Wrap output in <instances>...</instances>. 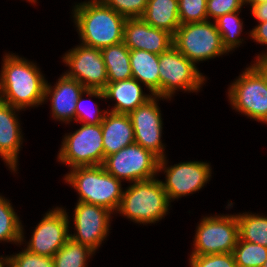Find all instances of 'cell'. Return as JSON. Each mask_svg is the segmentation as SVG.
Returning <instances> with one entry per match:
<instances>
[{
  "mask_svg": "<svg viewBox=\"0 0 267 267\" xmlns=\"http://www.w3.org/2000/svg\"><path fill=\"white\" fill-rule=\"evenodd\" d=\"M3 58L0 100L20 110L43 103L46 81L39 68L18 55Z\"/></svg>",
  "mask_w": 267,
  "mask_h": 267,
  "instance_id": "cell-1",
  "label": "cell"
},
{
  "mask_svg": "<svg viewBox=\"0 0 267 267\" xmlns=\"http://www.w3.org/2000/svg\"><path fill=\"white\" fill-rule=\"evenodd\" d=\"M73 14L82 45L102 49L123 42L127 18L107 6L102 0L77 4Z\"/></svg>",
  "mask_w": 267,
  "mask_h": 267,
  "instance_id": "cell-2",
  "label": "cell"
},
{
  "mask_svg": "<svg viewBox=\"0 0 267 267\" xmlns=\"http://www.w3.org/2000/svg\"><path fill=\"white\" fill-rule=\"evenodd\" d=\"M70 169L65 181L78 191V202L99 205L111 212L118 210L123 196L121 180L109 174L103 165Z\"/></svg>",
  "mask_w": 267,
  "mask_h": 267,
  "instance_id": "cell-3",
  "label": "cell"
},
{
  "mask_svg": "<svg viewBox=\"0 0 267 267\" xmlns=\"http://www.w3.org/2000/svg\"><path fill=\"white\" fill-rule=\"evenodd\" d=\"M170 202L161 181L152 178L133 182L123 191L117 211L133 222L154 223L166 215Z\"/></svg>",
  "mask_w": 267,
  "mask_h": 267,
  "instance_id": "cell-4",
  "label": "cell"
},
{
  "mask_svg": "<svg viewBox=\"0 0 267 267\" xmlns=\"http://www.w3.org/2000/svg\"><path fill=\"white\" fill-rule=\"evenodd\" d=\"M231 105L251 119L267 124V63L256 62L228 89Z\"/></svg>",
  "mask_w": 267,
  "mask_h": 267,
  "instance_id": "cell-5",
  "label": "cell"
},
{
  "mask_svg": "<svg viewBox=\"0 0 267 267\" xmlns=\"http://www.w3.org/2000/svg\"><path fill=\"white\" fill-rule=\"evenodd\" d=\"M173 46L194 64L227 52L216 24L210 20L180 25L173 36Z\"/></svg>",
  "mask_w": 267,
  "mask_h": 267,
  "instance_id": "cell-6",
  "label": "cell"
},
{
  "mask_svg": "<svg viewBox=\"0 0 267 267\" xmlns=\"http://www.w3.org/2000/svg\"><path fill=\"white\" fill-rule=\"evenodd\" d=\"M58 159L71 168L103 165L104 146L101 124H82L74 133L65 135Z\"/></svg>",
  "mask_w": 267,
  "mask_h": 267,
  "instance_id": "cell-7",
  "label": "cell"
},
{
  "mask_svg": "<svg viewBox=\"0 0 267 267\" xmlns=\"http://www.w3.org/2000/svg\"><path fill=\"white\" fill-rule=\"evenodd\" d=\"M160 97L169 99L177 89L196 92L205 78L196 64L187 59L174 46L159 54Z\"/></svg>",
  "mask_w": 267,
  "mask_h": 267,
  "instance_id": "cell-8",
  "label": "cell"
},
{
  "mask_svg": "<svg viewBox=\"0 0 267 267\" xmlns=\"http://www.w3.org/2000/svg\"><path fill=\"white\" fill-rule=\"evenodd\" d=\"M201 220L191 255L233 253L239 238L236 215H216Z\"/></svg>",
  "mask_w": 267,
  "mask_h": 267,
  "instance_id": "cell-9",
  "label": "cell"
},
{
  "mask_svg": "<svg viewBox=\"0 0 267 267\" xmlns=\"http://www.w3.org/2000/svg\"><path fill=\"white\" fill-rule=\"evenodd\" d=\"M158 163L159 158L150 150L133 143L107 156L103 167L118 180L125 179L133 183L155 178Z\"/></svg>",
  "mask_w": 267,
  "mask_h": 267,
  "instance_id": "cell-10",
  "label": "cell"
},
{
  "mask_svg": "<svg viewBox=\"0 0 267 267\" xmlns=\"http://www.w3.org/2000/svg\"><path fill=\"white\" fill-rule=\"evenodd\" d=\"M63 61L70 67L65 75L77 80L86 89L104 90L106 87L108 76L101 49L80 44L69 50Z\"/></svg>",
  "mask_w": 267,
  "mask_h": 267,
  "instance_id": "cell-11",
  "label": "cell"
},
{
  "mask_svg": "<svg viewBox=\"0 0 267 267\" xmlns=\"http://www.w3.org/2000/svg\"><path fill=\"white\" fill-rule=\"evenodd\" d=\"M165 158L159 159L158 172H166V182L161 183L169 201L200 190L211 177V167L208 163L190 161L166 167Z\"/></svg>",
  "mask_w": 267,
  "mask_h": 267,
  "instance_id": "cell-12",
  "label": "cell"
},
{
  "mask_svg": "<svg viewBox=\"0 0 267 267\" xmlns=\"http://www.w3.org/2000/svg\"><path fill=\"white\" fill-rule=\"evenodd\" d=\"M112 212L105 207L78 202L74 210L76 234L70 239L96 251L109 232Z\"/></svg>",
  "mask_w": 267,
  "mask_h": 267,
  "instance_id": "cell-13",
  "label": "cell"
},
{
  "mask_svg": "<svg viewBox=\"0 0 267 267\" xmlns=\"http://www.w3.org/2000/svg\"><path fill=\"white\" fill-rule=\"evenodd\" d=\"M45 214L35 227L26 249L32 253L53 258L55 253L70 239L69 216L62 208H55Z\"/></svg>",
  "mask_w": 267,
  "mask_h": 267,
  "instance_id": "cell-14",
  "label": "cell"
},
{
  "mask_svg": "<svg viewBox=\"0 0 267 267\" xmlns=\"http://www.w3.org/2000/svg\"><path fill=\"white\" fill-rule=\"evenodd\" d=\"M155 97V98H154ZM157 98L154 96L145 104L137 107L128 115L134 129L135 143L144 149L150 150L159 159L164 158V147L161 141L162 119Z\"/></svg>",
  "mask_w": 267,
  "mask_h": 267,
  "instance_id": "cell-15",
  "label": "cell"
},
{
  "mask_svg": "<svg viewBox=\"0 0 267 267\" xmlns=\"http://www.w3.org/2000/svg\"><path fill=\"white\" fill-rule=\"evenodd\" d=\"M123 43L130 50L161 54L173 46V36L167 31L150 26L142 18H127Z\"/></svg>",
  "mask_w": 267,
  "mask_h": 267,
  "instance_id": "cell-16",
  "label": "cell"
},
{
  "mask_svg": "<svg viewBox=\"0 0 267 267\" xmlns=\"http://www.w3.org/2000/svg\"><path fill=\"white\" fill-rule=\"evenodd\" d=\"M85 90L86 88L77 80L63 74L54 88L46 82L44 101L52 96L50 99L54 119L68 123L75 120L77 100Z\"/></svg>",
  "mask_w": 267,
  "mask_h": 267,
  "instance_id": "cell-17",
  "label": "cell"
},
{
  "mask_svg": "<svg viewBox=\"0 0 267 267\" xmlns=\"http://www.w3.org/2000/svg\"><path fill=\"white\" fill-rule=\"evenodd\" d=\"M20 109L0 100V156L14 172L22 142L20 123L15 112Z\"/></svg>",
  "mask_w": 267,
  "mask_h": 267,
  "instance_id": "cell-18",
  "label": "cell"
},
{
  "mask_svg": "<svg viewBox=\"0 0 267 267\" xmlns=\"http://www.w3.org/2000/svg\"><path fill=\"white\" fill-rule=\"evenodd\" d=\"M104 160L122 148L135 143L134 129L128 114L107 111L102 123Z\"/></svg>",
  "mask_w": 267,
  "mask_h": 267,
  "instance_id": "cell-19",
  "label": "cell"
},
{
  "mask_svg": "<svg viewBox=\"0 0 267 267\" xmlns=\"http://www.w3.org/2000/svg\"><path fill=\"white\" fill-rule=\"evenodd\" d=\"M105 99H114L116 104L113 107V113L129 114L137 107L145 104L153 95L143 94L140 83L132 78L108 82L104 88Z\"/></svg>",
  "mask_w": 267,
  "mask_h": 267,
  "instance_id": "cell-20",
  "label": "cell"
},
{
  "mask_svg": "<svg viewBox=\"0 0 267 267\" xmlns=\"http://www.w3.org/2000/svg\"><path fill=\"white\" fill-rule=\"evenodd\" d=\"M132 77L143 83L151 95L160 97L159 54L130 50Z\"/></svg>",
  "mask_w": 267,
  "mask_h": 267,
  "instance_id": "cell-21",
  "label": "cell"
},
{
  "mask_svg": "<svg viewBox=\"0 0 267 267\" xmlns=\"http://www.w3.org/2000/svg\"><path fill=\"white\" fill-rule=\"evenodd\" d=\"M141 18L150 26L167 31L174 36L181 25L178 0H148Z\"/></svg>",
  "mask_w": 267,
  "mask_h": 267,
  "instance_id": "cell-22",
  "label": "cell"
},
{
  "mask_svg": "<svg viewBox=\"0 0 267 267\" xmlns=\"http://www.w3.org/2000/svg\"><path fill=\"white\" fill-rule=\"evenodd\" d=\"M107 69L108 82L132 78L130 49L122 42L101 49Z\"/></svg>",
  "mask_w": 267,
  "mask_h": 267,
  "instance_id": "cell-23",
  "label": "cell"
},
{
  "mask_svg": "<svg viewBox=\"0 0 267 267\" xmlns=\"http://www.w3.org/2000/svg\"><path fill=\"white\" fill-rule=\"evenodd\" d=\"M241 240L267 247V217L243 213L236 215Z\"/></svg>",
  "mask_w": 267,
  "mask_h": 267,
  "instance_id": "cell-24",
  "label": "cell"
},
{
  "mask_svg": "<svg viewBox=\"0 0 267 267\" xmlns=\"http://www.w3.org/2000/svg\"><path fill=\"white\" fill-rule=\"evenodd\" d=\"M95 251L69 239L53 256L55 267H86V261Z\"/></svg>",
  "mask_w": 267,
  "mask_h": 267,
  "instance_id": "cell-25",
  "label": "cell"
},
{
  "mask_svg": "<svg viewBox=\"0 0 267 267\" xmlns=\"http://www.w3.org/2000/svg\"><path fill=\"white\" fill-rule=\"evenodd\" d=\"M9 200L0 196V241L21 243L23 228Z\"/></svg>",
  "mask_w": 267,
  "mask_h": 267,
  "instance_id": "cell-26",
  "label": "cell"
},
{
  "mask_svg": "<svg viewBox=\"0 0 267 267\" xmlns=\"http://www.w3.org/2000/svg\"><path fill=\"white\" fill-rule=\"evenodd\" d=\"M239 11H234L220 16L215 20L218 32L222 38V44L225 50L232 51L233 48L240 46L242 43L239 35L242 32L243 22L238 17ZM239 38V39H238Z\"/></svg>",
  "mask_w": 267,
  "mask_h": 267,
  "instance_id": "cell-27",
  "label": "cell"
},
{
  "mask_svg": "<svg viewBox=\"0 0 267 267\" xmlns=\"http://www.w3.org/2000/svg\"><path fill=\"white\" fill-rule=\"evenodd\" d=\"M233 255L238 267H262L267 260V247L238 238Z\"/></svg>",
  "mask_w": 267,
  "mask_h": 267,
  "instance_id": "cell-28",
  "label": "cell"
},
{
  "mask_svg": "<svg viewBox=\"0 0 267 267\" xmlns=\"http://www.w3.org/2000/svg\"><path fill=\"white\" fill-rule=\"evenodd\" d=\"M206 3L207 0H178L181 25L208 21Z\"/></svg>",
  "mask_w": 267,
  "mask_h": 267,
  "instance_id": "cell-29",
  "label": "cell"
},
{
  "mask_svg": "<svg viewBox=\"0 0 267 267\" xmlns=\"http://www.w3.org/2000/svg\"><path fill=\"white\" fill-rule=\"evenodd\" d=\"M88 95V96H92V97H98V98H102L105 99V94L103 90H99V89H86L81 96L79 97V99L77 100V104H76V110H75V121L76 122H82L83 124H101L106 113L107 110H105L104 112H102V110H99L98 107L95 108V110L92 112L90 109V111H88V109L86 110V108H84L83 106V101L84 99H82L83 94ZM84 108V109H83ZM96 111V112H95ZM102 112V114H101Z\"/></svg>",
  "mask_w": 267,
  "mask_h": 267,
  "instance_id": "cell-30",
  "label": "cell"
},
{
  "mask_svg": "<svg viewBox=\"0 0 267 267\" xmlns=\"http://www.w3.org/2000/svg\"><path fill=\"white\" fill-rule=\"evenodd\" d=\"M107 6L126 18H141L148 0H102Z\"/></svg>",
  "mask_w": 267,
  "mask_h": 267,
  "instance_id": "cell-31",
  "label": "cell"
},
{
  "mask_svg": "<svg viewBox=\"0 0 267 267\" xmlns=\"http://www.w3.org/2000/svg\"><path fill=\"white\" fill-rule=\"evenodd\" d=\"M191 267H238L233 253L191 255Z\"/></svg>",
  "mask_w": 267,
  "mask_h": 267,
  "instance_id": "cell-32",
  "label": "cell"
},
{
  "mask_svg": "<svg viewBox=\"0 0 267 267\" xmlns=\"http://www.w3.org/2000/svg\"><path fill=\"white\" fill-rule=\"evenodd\" d=\"M10 260L17 267H55L52 257L35 254L27 249L10 256Z\"/></svg>",
  "mask_w": 267,
  "mask_h": 267,
  "instance_id": "cell-33",
  "label": "cell"
},
{
  "mask_svg": "<svg viewBox=\"0 0 267 267\" xmlns=\"http://www.w3.org/2000/svg\"><path fill=\"white\" fill-rule=\"evenodd\" d=\"M243 5H245L244 0H207L208 19L213 17L216 20L227 13L240 11Z\"/></svg>",
  "mask_w": 267,
  "mask_h": 267,
  "instance_id": "cell-34",
  "label": "cell"
},
{
  "mask_svg": "<svg viewBox=\"0 0 267 267\" xmlns=\"http://www.w3.org/2000/svg\"><path fill=\"white\" fill-rule=\"evenodd\" d=\"M258 26H255L252 31H250V36L257 43L267 45V21L259 22ZM267 59V53L263 55H258L256 62H264Z\"/></svg>",
  "mask_w": 267,
  "mask_h": 267,
  "instance_id": "cell-35",
  "label": "cell"
},
{
  "mask_svg": "<svg viewBox=\"0 0 267 267\" xmlns=\"http://www.w3.org/2000/svg\"><path fill=\"white\" fill-rule=\"evenodd\" d=\"M251 12H252V15L259 22L267 21V2L258 4V5H252Z\"/></svg>",
  "mask_w": 267,
  "mask_h": 267,
  "instance_id": "cell-36",
  "label": "cell"
},
{
  "mask_svg": "<svg viewBox=\"0 0 267 267\" xmlns=\"http://www.w3.org/2000/svg\"><path fill=\"white\" fill-rule=\"evenodd\" d=\"M245 3H249L251 6L252 5H258V4H261V3H264V2H267V0H244Z\"/></svg>",
  "mask_w": 267,
  "mask_h": 267,
  "instance_id": "cell-37",
  "label": "cell"
},
{
  "mask_svg": "<svg viewBox=\"0 0 267 267\" xmlns=\"http://www.w3.org/2000/svg\"><path fill=\"white\" fill-rule=\"evenodd\" d=\"M9 260H10V257H2V256H0V267H5Z\"/></svg>",
  "mask_w": 267,
  "mask_h": 267,
  "instance_id": "cell-38",
  "label": "cell"
},
{
  "mask_svg": "<svg viewBox=\"0 0 267 267\" xmlns=\"http://www.w3.org/2000/svg\"><path fill=\"white\" fill-rule=\"evenodd\" d=\"M7 267H17L11 260L7 262Z\"/></svg>",
  "mask_w": 267,
  "mask_h": 267,
  "instance_id": "cell-39",
  "label": "cell"
},
{
  "mask_svg": "<svg viewBox=\"0 0 267 267\" xmlns=\"http://www.w3.org/2000/svg\"><path fill=\"white\" fill-rule=\"evenodd\" d=\"M262 267H267V260H266L265 263L262 265Z\"/></svg>",
  "mask_w": 267,
  "mask_h": 267,
  "instance_id": "cell-40",
  "label": "cell"
},
{
  "mask_svg": "<svg viewBox=\"0 0 267 267\" xmlns=\"http://www.w3.org/2000/svg\"><path fill=\"white\" fill-rule=\"evenodd\" d=\"M28 1H29V2H34V3L36 2V0H28Z\"/></svg>",
  "mask_w": 267,
  "mask_h": 267,
  "instance_id": "cell-41",
  "label": "cell"
}]
</instances>
